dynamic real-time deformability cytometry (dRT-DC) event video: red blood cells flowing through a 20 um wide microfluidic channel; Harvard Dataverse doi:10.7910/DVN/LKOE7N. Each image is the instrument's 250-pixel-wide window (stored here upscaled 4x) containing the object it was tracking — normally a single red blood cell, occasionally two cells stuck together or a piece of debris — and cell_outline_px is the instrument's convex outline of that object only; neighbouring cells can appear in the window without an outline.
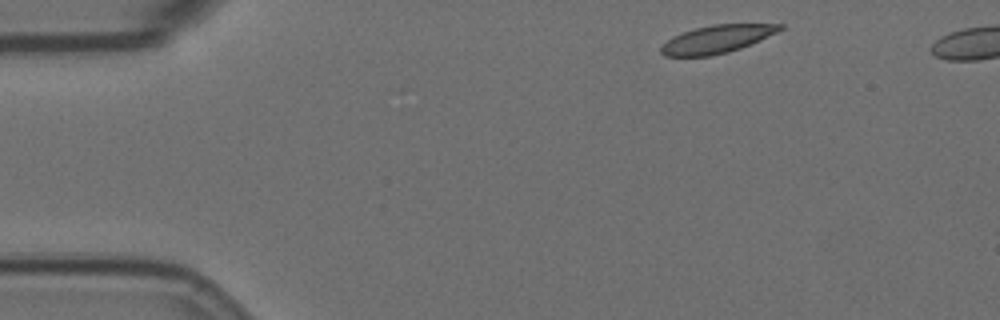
{"species": "Egyptian fruit bat (a non-hibernating species)", "species_latin": "Rousettus aegyptiacus", "temperature_condition": "room temperature", "stored_images_in_passage": 3, "camera_frame_rate_fps": 3000, "um_per_image_px": 0.085, "animal": {"sex": "female"}, "frame": {"image": 1, "passage_image": 1, "time_ms": 0.0, "image_size_px": [1000, 320], "cell_outline_px": [[784, 28], [760, 40], [740, 48], [728, 52], [708, 56], [664, 56], [660, 52], [660, 48], [672, 36], [696, 28], [712, 24], [784, 24]], "centroid_in_image_um": [60.93, 3.33], "position_along_channel_um": 24.1, "area_um2": 19.07}}